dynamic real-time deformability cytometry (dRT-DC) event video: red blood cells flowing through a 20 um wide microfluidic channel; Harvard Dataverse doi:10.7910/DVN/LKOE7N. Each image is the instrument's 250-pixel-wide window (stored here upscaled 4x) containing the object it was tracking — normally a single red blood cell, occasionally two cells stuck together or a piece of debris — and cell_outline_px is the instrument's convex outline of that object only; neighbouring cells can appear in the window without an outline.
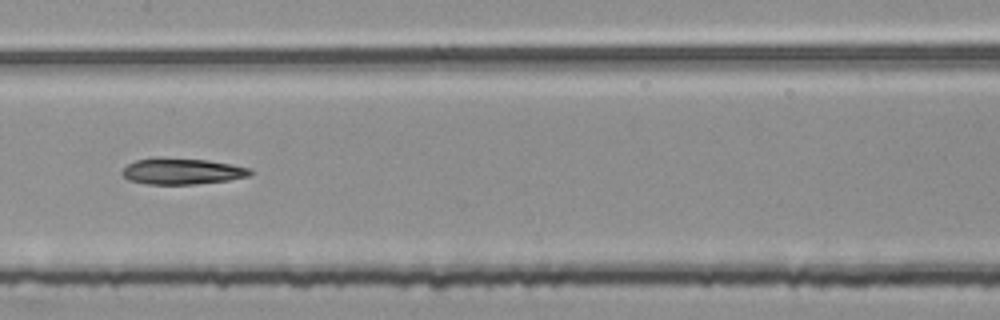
{"species": "common noctule bat (a hibernating species)", "species_latin": "Nyctalus noctula", "temperature_condition": "room temperature", "stored_images_in_passage": 37, "camera_frame_rate_fps": 3000, "um_per_image_px": 0.085, "animal": {"sex": "female", "body_mass_g": 25.1}, "frame": {"image": 1, "passage_image": 11, "time_ms": 3.333, "image_size_px": [1000, 320], "cell_outline_px": [[256, 172], [252, 176], [228, 180], [196, 184], [148, 184], [128, 180], [120, 172], [128, 164], [136, 160], [156, 156], [160, 156], [208, 160], [252, 168]], "centroid_in_image_um": [15.51, 14.54], "position_along_channel_um": 191.9, "area_um2": 20.0}}